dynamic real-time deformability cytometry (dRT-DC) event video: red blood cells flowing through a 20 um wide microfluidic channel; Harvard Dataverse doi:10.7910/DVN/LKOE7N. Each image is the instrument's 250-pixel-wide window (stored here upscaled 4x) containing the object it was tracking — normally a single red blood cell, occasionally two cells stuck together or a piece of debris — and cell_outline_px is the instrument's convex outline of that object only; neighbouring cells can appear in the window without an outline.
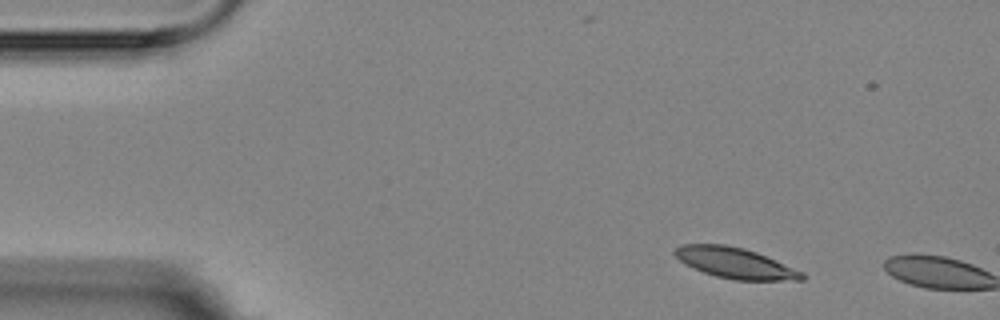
{"species": "Egyptian fruit bat (a non-hibernating species)", "species_latin": "Rousettus aegyptiacus", "temperature_condition": "room temperature", "stored_images_in_passage": 2, "camera_frame_rate_fps": 3000, "um_per_image_px": 0.085, "animal": {"sex": "female"}, "frame": {"image": 1, "passage_image": 1, "time_ms": 0.0, "image_size_px": [1000, 320], "cell_outline_px": [[808, 276], [804, 280], [736, 280], [716, 276], [704, 272], [684, 264], [672, 252], [680, 244], [724, 244], [744, 248], [756, 252], [804, 272]], "centroid_in_image_um": [62.5, 22.35], "position_along_channel_um": 22.5, "area_um2": 22.72}}